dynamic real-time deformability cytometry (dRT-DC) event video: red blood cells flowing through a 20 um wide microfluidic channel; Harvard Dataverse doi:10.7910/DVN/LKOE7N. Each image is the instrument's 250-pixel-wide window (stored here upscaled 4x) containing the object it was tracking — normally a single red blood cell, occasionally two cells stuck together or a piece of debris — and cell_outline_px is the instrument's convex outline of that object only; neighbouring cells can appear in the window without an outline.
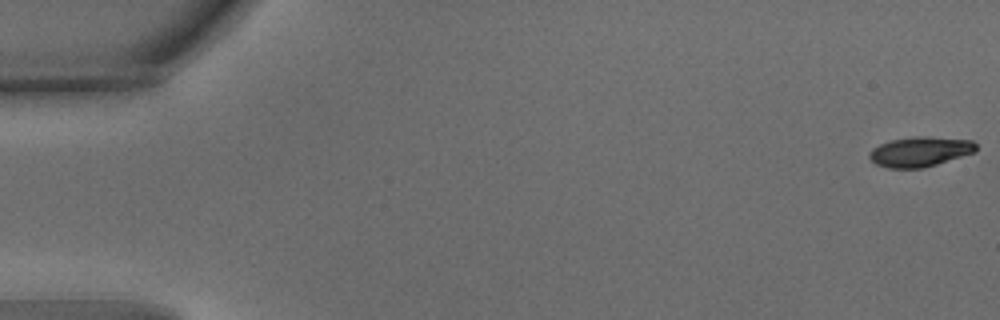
{"species": "common noctule bat (a hibernating species)", "species_latin": "Nyctalus noctula", "temperature_condition": "warm", "stored_images_in_passage": 17, "camera_frame_rate_fps": 3000, "um_per_image_px": 0.085, "animal": {"sex": "male", "body_mass_g": 15.6}, "frame": {"image": 1, "passage_image": 1, "time_ms": 0.0, "image_size_px": [1000, 320], "cell_outline_px": [[976, 152], [924, 168], [888, 168], [876, 164], [868, 156], [872, 148], [880, 144], [892, 140], [916, 136], [924, 136], [972, 140], [976, 144]], "centroid_in_image_um": [78.21, 12.89], "position_along_channel_um": 6.8, "area_um2": 18.55}}
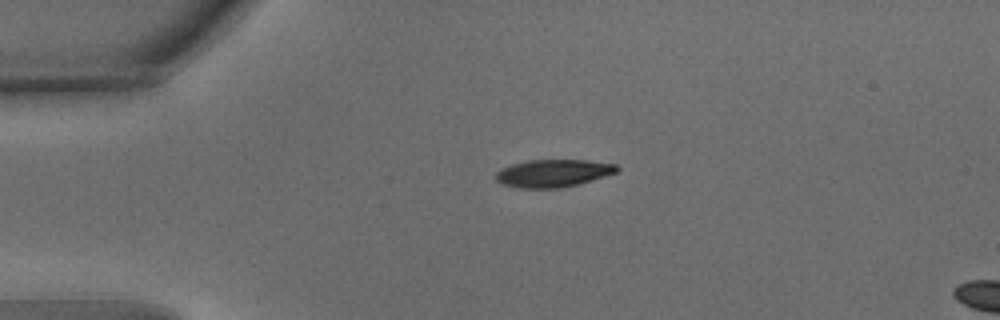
{"frame": {"image": 2, "passage_image": 13, "time_ms": 4.0, "image_size_px": [1000, 320], "cell_outline_px": [[620, 168], [616, 172], [604, 176], [576, 184], [560, 188], [520, 188], [504, 184], [496, 180], [496, 172], [500, 168], [512, 164], [528, 160], [588, 160], [616, 164]], "centroid_in_image_um": [47.0, 14.71], "position_along_channel_um": 38.0, "area_um2": 19.31}}